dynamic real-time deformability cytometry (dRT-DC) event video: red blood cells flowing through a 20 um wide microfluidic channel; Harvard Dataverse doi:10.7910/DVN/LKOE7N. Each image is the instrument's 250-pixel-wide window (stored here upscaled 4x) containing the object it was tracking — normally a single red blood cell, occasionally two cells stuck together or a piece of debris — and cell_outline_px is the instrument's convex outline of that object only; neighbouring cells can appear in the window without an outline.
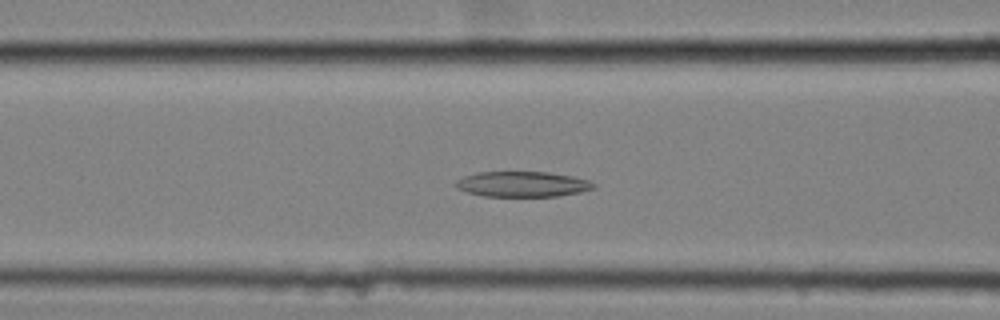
{"species": "common noctule bat (a hibernating species)", "species_latin": "Nyctalus noctula", "temperature_condition": "cold", "stored_images_in_passage": 46, "camera_frame_rate_fps": 3000, "um_per_image_px": 0.085, "animal": {"sex": "female", "body_mass_g": 25.1}, "frame": {"image": 1, "passage_image": 13, "time_ms": 4.0, "image_size_px": [1000, 320], "cell_outline_px": [[596, 188], [580, 192], [560, 196], [484, 196], [468, 192], [456, 188], [456, 180], [464, 176], [476, 172], [548, 172], [572, 176], [588, 180], [596, 184]], "centroid_in_image_um": [44.43, 15.65], "position_along_channel_um": 122.2, "area_um2": 20.4}}
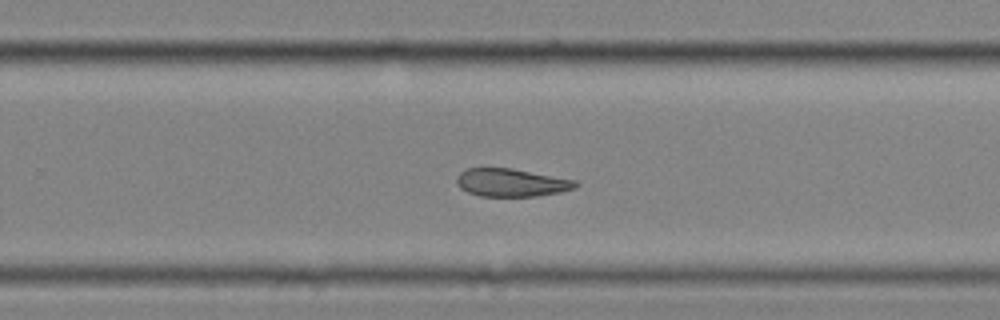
{"frame": {"image": 2, "passage_image": 27, "time_ms": 8.667, "image_size_px": [1000, 320], "cell_outline_px": [[580, 184], [576, 188], [560, 192], [536, 196], [480, 196], [468, 192], [460, 188], [456, 184], [456, 176], [460, 172], [468, 168], [512, 168], [576, 180]], "centroid_in_image_um": [43.47, 15.52], "position_along_channel_um": 286.3, "area_um2": 19.48}}
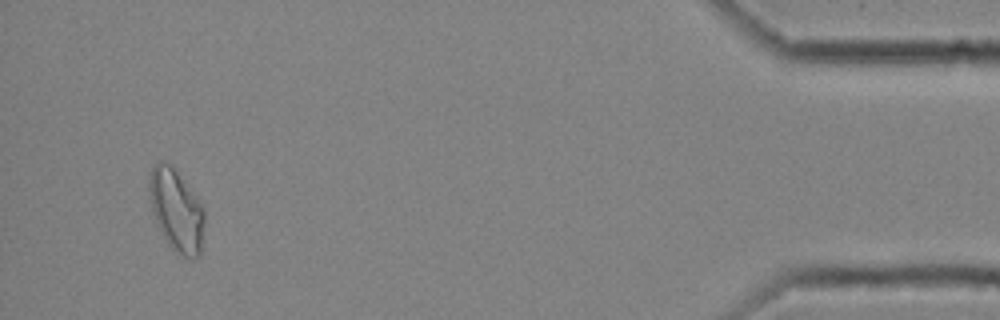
{"frame": {"image": 3, "passage_image": 44, "time_ms": 14.333, "image_size_px": [1000, 320], "cell_outline_px": [[204, 224], [200, 256], [192, 260], [184, 256], [172, 248], [168, 244], [152, 212], [148, 188], [148, 180], [152, 168], [160, 160], [168, 164], [176, 172], [192, 192], [204, 208]], "centroid_in_image_um": [14.99, 17.91], "position_along_channel_um": 420.2, "area_um2": 25.89}, "authors_computed_cell_mechanics": {"area_um2": 21.097, "velocity_mm_per_s": 3.5255, "shape_relaxation_time_tau1_ms": null, "shape_relaxation_time_tau2_ms": 3.3899, "deformation_change_tau1": null, "deformation_change_tau2": 0.1034}}